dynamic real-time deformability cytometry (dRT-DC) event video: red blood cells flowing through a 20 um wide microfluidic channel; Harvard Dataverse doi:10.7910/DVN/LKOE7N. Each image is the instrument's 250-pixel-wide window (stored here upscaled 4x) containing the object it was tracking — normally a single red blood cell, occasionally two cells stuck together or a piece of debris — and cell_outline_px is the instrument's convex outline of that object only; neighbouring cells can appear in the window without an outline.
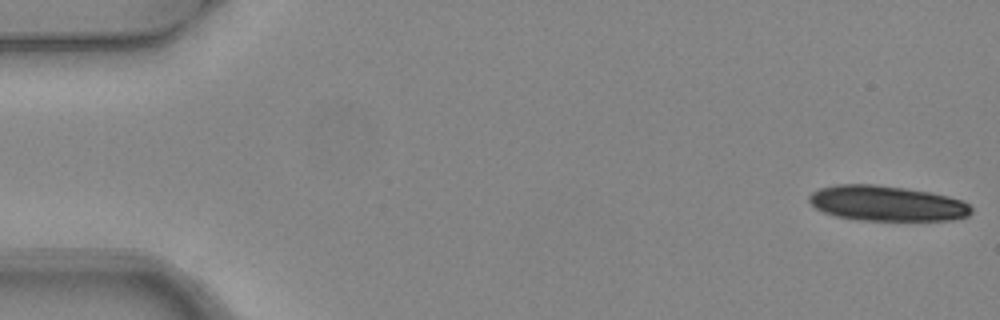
{"species": "common noctule bat (a hibernating species)", "species_latin": "Nyctalus noctula", "temperature_condition": "warm", "stored_images_in_passage": 5, "camera_frame_rate_fps": 3000, "um_per_image_px": 0.085, "animal": {"sex": "female", "body_mass_g": 24.6, "forearm_length_mm": 56.2}, "frame": {"image": 1, "passage_image": 1, "time_ms": 0.0, "image_size_px": [1000, 320], "cell_outline_px": [[972, 212], [968, 216], [952, 220], [860, 220], [836, 216], [824, 212], [816, 208], [808, 200], [808, 196], [812, 192], [820, 188], [836, 184], [872, 184], [904, 188], [928, 192], [948, 196], [964, 200], [972, 208]], "centroid_in_image_um": [75.38, 17.28], "position_along_channel_um": 9.6, "area_um2": 33.29}}